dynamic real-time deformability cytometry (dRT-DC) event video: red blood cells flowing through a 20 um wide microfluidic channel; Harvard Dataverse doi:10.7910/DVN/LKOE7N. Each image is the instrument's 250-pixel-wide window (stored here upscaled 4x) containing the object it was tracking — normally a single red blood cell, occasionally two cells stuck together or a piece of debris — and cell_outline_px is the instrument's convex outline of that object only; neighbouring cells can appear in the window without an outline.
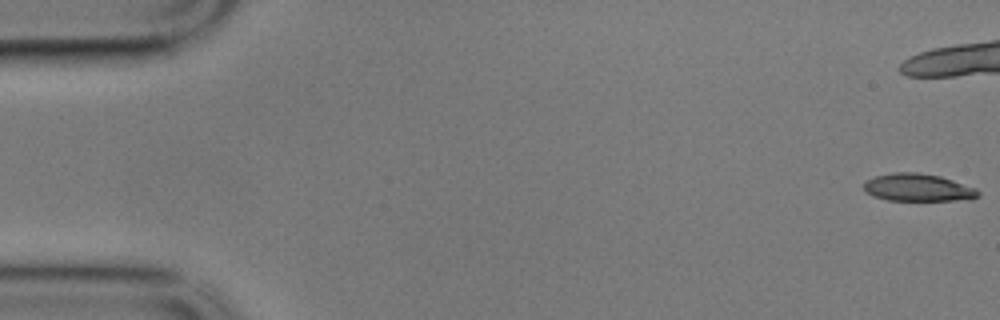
{"species": "common noctule bat (a hibernating species)", "species_latin": "Nyctalus noctula", "temperature_condition": "cold", "stored_images_in_passage": 12, "camera_frame_rate_fps": 3000, "um_per_image_px": 0.085, "animal": {"sex": "male", "body_mass_g": 17.9}, "frame": {"image": 1, "passage_image": 1, "time_ms": 0.0, "image_size_px": [1000, 320], "cell_outline_px": [[980, 196], [956, 200], [888, 200], [872, 196], [864, 188], [864, 184], [868, 180], [876, 176], [896, 172], [920, 172], [940, 176], [976, 188], [980, 192]], "centroid_in_image_um": [78.03, 15.93], "position_along_channel_um": 7.0, "area_um2": 18.09}}
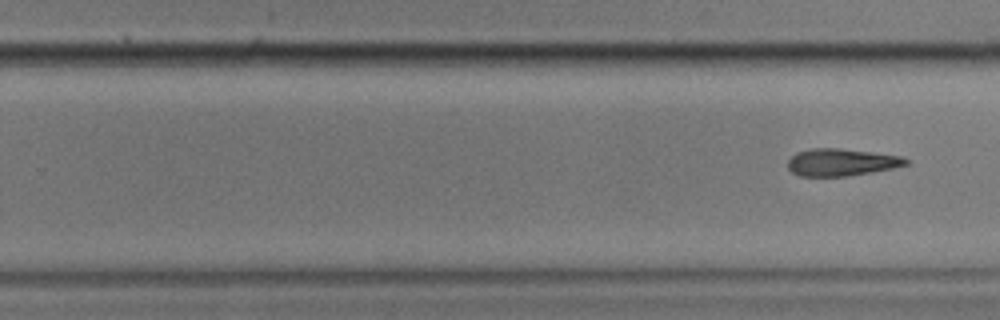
{"frame": {"image": 2, "passage_image": 12, "time_ms": 3.667, "image_size_px": [1000, 320], "cell_outline_px": [[912, 160], [908, 164], [892, 168], [872, 172], [848, 176], [800, 176], [792, 172], [788, 168], [788, 160], [796, 152], [812, 148], [840, 148], [872, 152], [900, 156]], "centroid_in_image_um": [71.52, 13.79], "position_along_channel_um": 258.3, "area_um2": 18.79}}